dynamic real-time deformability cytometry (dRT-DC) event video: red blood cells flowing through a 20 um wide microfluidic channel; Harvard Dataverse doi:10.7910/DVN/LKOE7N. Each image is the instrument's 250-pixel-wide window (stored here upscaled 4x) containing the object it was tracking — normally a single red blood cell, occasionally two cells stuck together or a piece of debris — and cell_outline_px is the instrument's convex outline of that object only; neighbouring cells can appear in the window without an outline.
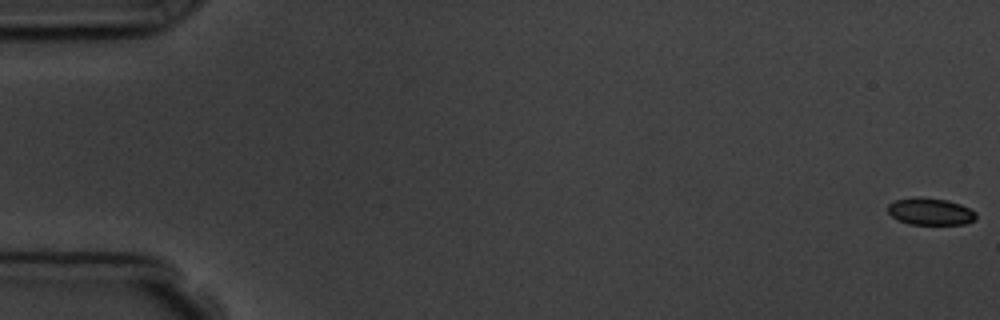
{"species": "common noctule bat (a hibernating species)", "species_latin": "Nyctalus noctula", "temperature_condition": "room temperature", "stored_images_in_passage": 5, "camera_frame_rate_fps": 3000, "um_per_image_px": 0.085, "animal": {"sex": "male", "body_mass_g": 19.5, "forearm_length_mm": 54.6}, "frame": {"image": 1, "passage_image": 1, "time_ms": 0.0, "image_size_px": [1000, 320], "cell_outline_px": [[976, 220], [964, 224], [908, 224], [896, 220], [888, 212], [888, 204], [896, 200], [920, 196], [948, 200], [960, 204], [976, 212]], "centroid_in_image_um": [79.07, 17.98], "position_along_channel_um": 5.9, "area_um2": 13.99}}